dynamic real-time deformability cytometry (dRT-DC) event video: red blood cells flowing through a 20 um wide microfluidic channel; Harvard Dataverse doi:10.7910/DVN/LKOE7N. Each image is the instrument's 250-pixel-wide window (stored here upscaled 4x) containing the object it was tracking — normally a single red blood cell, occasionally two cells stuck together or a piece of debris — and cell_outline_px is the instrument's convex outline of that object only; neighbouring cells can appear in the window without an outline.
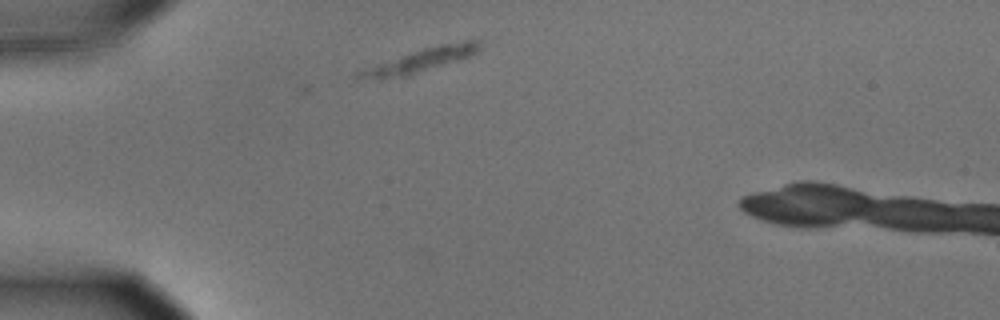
{"species": "common noctule bat (a hibernating species)", "species_latin": "Nyctalus noctula", "temperature_condition": "cold", "stored_images_in_passage": 4, "camera_frame_rate_fps": 3000, "um_per_image_px": 0.085, "animal": {"sex": "male", "body_mass_g": 15.6}, "frame": {"image": 1, "passage_image": 4, "time_ms": 1.0, "image_size_px": [1000, 320], "cell_outline_px": [[484, 48], [460, 60], [408, 76], [380, 80], [352, 76], [356, 72], [424, 48], [440, 44], [464, 40], [484, 40]], "centroid_in_image_um": [35.89, 5.11], "position_along_channel_um": 49.1, "area_um2": 16.47}}